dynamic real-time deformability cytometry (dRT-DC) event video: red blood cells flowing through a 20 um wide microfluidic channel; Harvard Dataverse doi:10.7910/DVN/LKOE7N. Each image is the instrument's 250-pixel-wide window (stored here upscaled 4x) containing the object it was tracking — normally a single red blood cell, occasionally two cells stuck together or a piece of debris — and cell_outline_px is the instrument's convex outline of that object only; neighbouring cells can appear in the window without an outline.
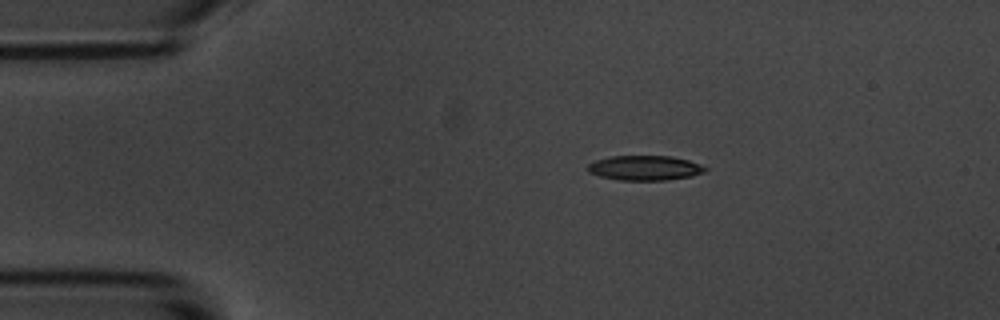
{"species": "common noctule bat (a hibernating species)", "species_latin": "Nyctalus noctula", "temperature_condition": "room temperature", "stored_images_in_passage": 3, "camera_frame_rate_fps": 3000, "um_per_image_px": 0.085, "animal": {"sex": "male", "body_mass_g": 20.1, "forearm_length_mm": 53.5}, "frame": {"image": 1, "passage_image": 1, "time_ms": 0.0, "image_size_px": [1000, 320], "cell_outline_px": [[708, 168], [704, 172], [692, 176], [664, 180], [620, 180], [600, 176], [588, 172], [588, 164], [596, 160], [612, 156], [672, 156], [688, 160], [700, 164]], "centroid_in_image_um": [54.82, 14.27], "position_along_channel_um": 30.2, "area_um2": 16.88}}